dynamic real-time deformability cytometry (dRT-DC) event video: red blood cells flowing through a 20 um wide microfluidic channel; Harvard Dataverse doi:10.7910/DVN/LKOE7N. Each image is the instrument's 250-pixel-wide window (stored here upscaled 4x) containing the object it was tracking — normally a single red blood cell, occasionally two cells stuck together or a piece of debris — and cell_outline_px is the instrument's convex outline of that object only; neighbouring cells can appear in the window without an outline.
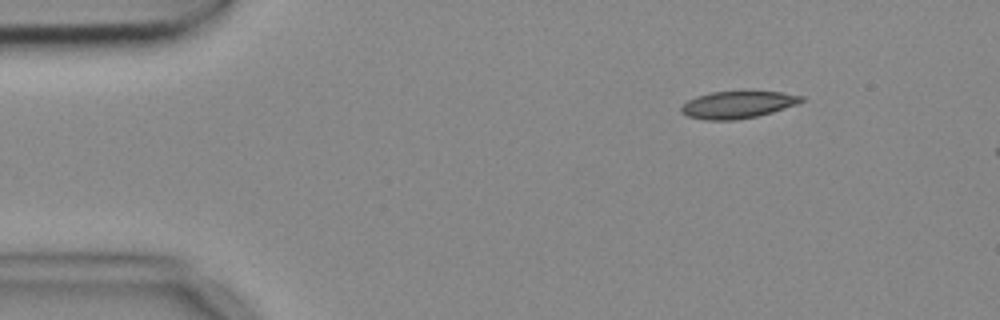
{"species": "common noctule bat (a hibernating species)", "species_latin": "Nyctalus noctula", "temperature_condition": "cold", "stored_images_in_passage": 4, "camera_frame_rate_fps": 3000, "um_per_image_px": 0.085, "animal": {"sex": "female", "body_mass_g": 18.4}, "frame": {"image": 1, "passage_image": 2, "time_ms": 0.333, "image_size_px": [1000, 320], "cell_outline_px": [[804, 100], [796, 104], [772, 112], [756, 116], [736, 120], [704, 120], [688, 116], [680, 112], [680, 108], [688, 100], [696, 96], [712, 92], [752, 88], [780, 92], [804, 96]], "centroid_in_image_um": [62.72, 8.85], "position_along_channel_um": 22.3, "area_um2": 19.77}}
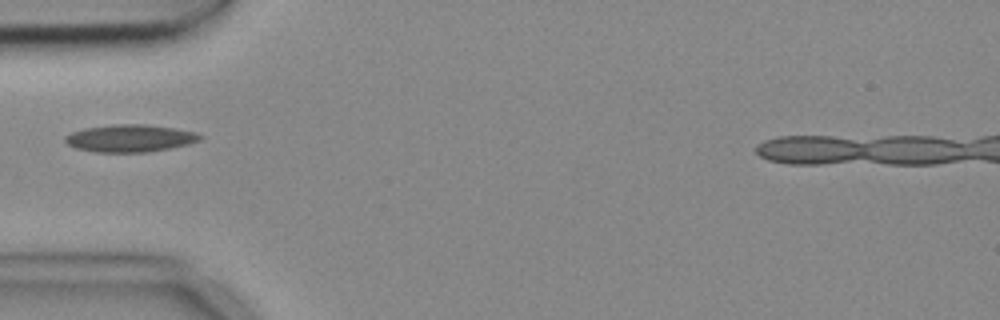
{"frame": {"image": 2, "passage_image": 4, "time_ms": 1.0, "image_size_px": [1000, 320], "cell_outline_px": [[204, 136], [200, 140], [188, 144], [148, 152], [96, 152], [76, 148], [68, 144], [64, 140], [64, 136], [72, 132], [84, 128], [112, 124], [144, 124], [172, 128], [196, 132]], "centroid_in_image_um": [11.03, 11.75], "position_along_channel_um": 74.0, "area_um2": 21.44}}